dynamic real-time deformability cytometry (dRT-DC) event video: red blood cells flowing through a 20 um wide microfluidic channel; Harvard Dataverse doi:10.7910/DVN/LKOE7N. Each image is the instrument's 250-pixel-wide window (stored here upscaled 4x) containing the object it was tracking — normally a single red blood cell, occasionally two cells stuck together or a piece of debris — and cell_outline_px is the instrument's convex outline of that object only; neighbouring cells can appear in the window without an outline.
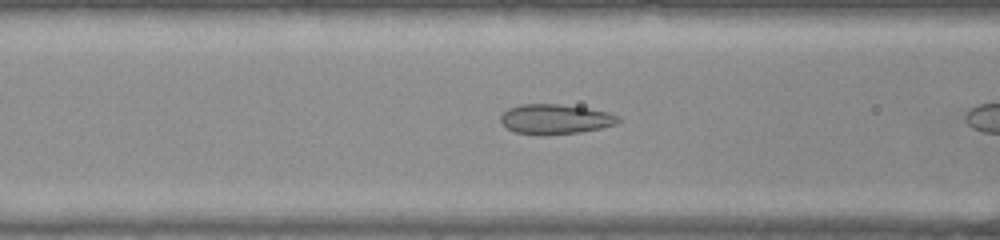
{"species": "common noctule bat (a hibernating species)", "species_latin": "Nyctalus noctula", "temperature_condition": "warm", "stored_images_in_passage": 6, "camera_frame_rate_fps": 3000, "um_per_image_px": 0.085, "animal": {"sex": "female", "body_mass_g": 22.0, "forearm_length_mm": 56.7}, "frame": {"image": 1, "passage_image": 5, "time_ms": 1.333, "image_size_px": [1000, 240], "cell_outline_px": [[620, 120], [616, 124], [600, 128], [580, 132], [516, 132], [508, 128], [500, 120], [500, 116], [508, 108], [520, 104], [560, 104], [608, 112], [616, 116]], "centroid_in_image_um": [47.2, 10.08], "position_along_channel_um": 119.4, "area_um2": 19.42}}